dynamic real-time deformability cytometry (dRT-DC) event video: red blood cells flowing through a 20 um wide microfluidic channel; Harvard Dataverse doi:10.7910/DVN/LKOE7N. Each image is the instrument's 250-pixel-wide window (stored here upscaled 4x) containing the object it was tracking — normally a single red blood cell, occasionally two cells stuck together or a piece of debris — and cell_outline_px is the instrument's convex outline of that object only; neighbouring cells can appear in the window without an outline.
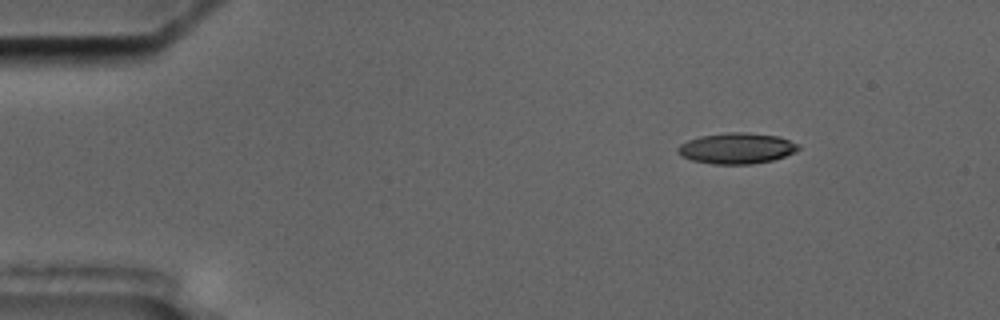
{"species": "common noctule bat (a hibernating species)", "species_latin": "Nyctalus noctula", "temperature_condition": "cold", "stored_images_in_passage": 3, "camera_frame_rate_fps": 3000, "um_per_image_px": 0.085, "animal": {"sex": "male", "body_mass_g": 17.5, "forearm_length_mm": 52.3}, "frame": {"image": 1, "passage_image": 1, "time_ms": 0.0, "image_size_px": [1000, 320], "cell_outline_px": [[800, 148], [796, 152], [772, 160], [752, 164], [712, 164], [692, 160], [680, 156], [676, 152], [676, 148], [680, 144], [688, 140], [700, 136], [728, 132], [748, 132], [780, 136], [796, 144]], "centroid_in_image_um": [62.58, 12.6], "position_along_channel_um": 22.4, "area_um2": 21.79}}
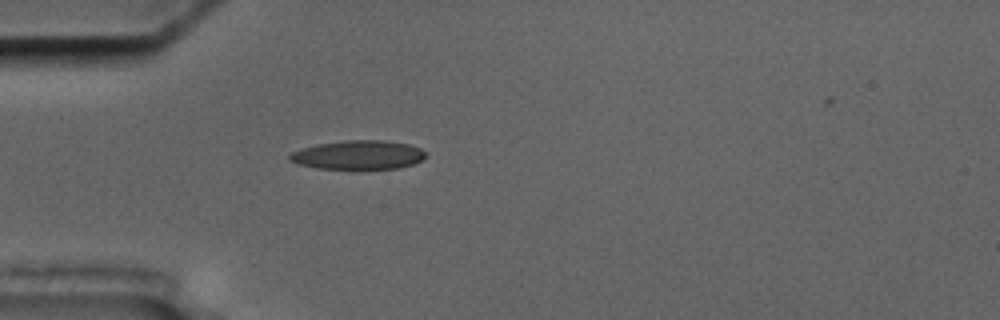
{"frame": {"image": 2, "passage_image": 3, "time_ms": 3.0, "image_size_px": [1000, 320], "cell_outline_px": [[424, 156], [420, 160], [412, 164], [396, 168], [352, 172], [316, 168], [296, 164], [288, 160], [288, 156], [292, 152], [300, 148], [316, 144], [344, 140], [380, 140], [408, 144], [420, 148], [424, 152]], "centroid_in_image_um": [30.35, 13.21], "position_along_channel_um": 54.6, "area_um2": 23.87}}